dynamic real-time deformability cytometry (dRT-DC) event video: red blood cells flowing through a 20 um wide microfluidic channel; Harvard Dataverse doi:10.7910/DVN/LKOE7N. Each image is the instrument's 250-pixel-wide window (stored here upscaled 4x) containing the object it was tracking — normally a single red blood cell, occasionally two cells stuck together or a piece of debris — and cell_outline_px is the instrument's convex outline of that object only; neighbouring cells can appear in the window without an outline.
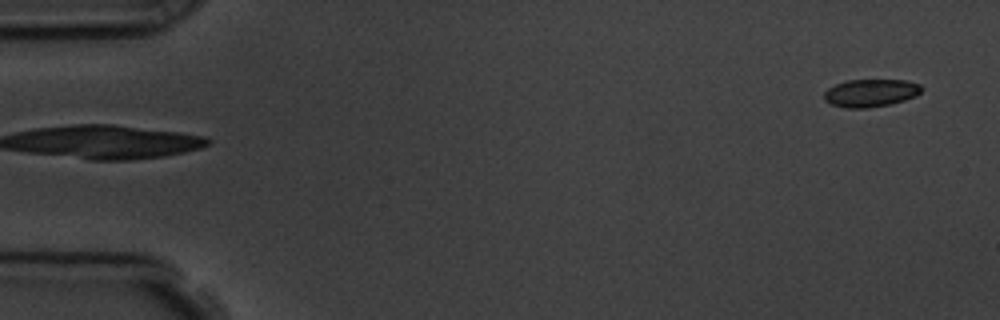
{"species": "common noctule bat (a hibernating species)", "species_latin": "Nyctalus noctula", "temperature_condition": "room temperature", "stored_images_in_passage": 5, "segment_of_instrument_passage": [2, 2], "camera_frame_rate_fps": 3000, "um_per_image_px": 0.085, "animal": {"sex": "male", "body_mass_g": 19.5, "forearm_length_mm": 54.6}, "frame": {"image": 1, "passage_image": 5, "time_ms": 4.667, "image_size_px": [1000, 320], "cell_outline_px": [[924, 88], [916, 96], [904, 100], [888, 104], [868, 108], [844, 108], [832, 104], [824, 100], [824, 92], [828, 88], [836, 84], [848, 80], [904, 80], [920, 84]], "centroid_in_image_um": [74.0, 7.9], "position_along_channel_um": 11.0, "area_um2": 15.72}}